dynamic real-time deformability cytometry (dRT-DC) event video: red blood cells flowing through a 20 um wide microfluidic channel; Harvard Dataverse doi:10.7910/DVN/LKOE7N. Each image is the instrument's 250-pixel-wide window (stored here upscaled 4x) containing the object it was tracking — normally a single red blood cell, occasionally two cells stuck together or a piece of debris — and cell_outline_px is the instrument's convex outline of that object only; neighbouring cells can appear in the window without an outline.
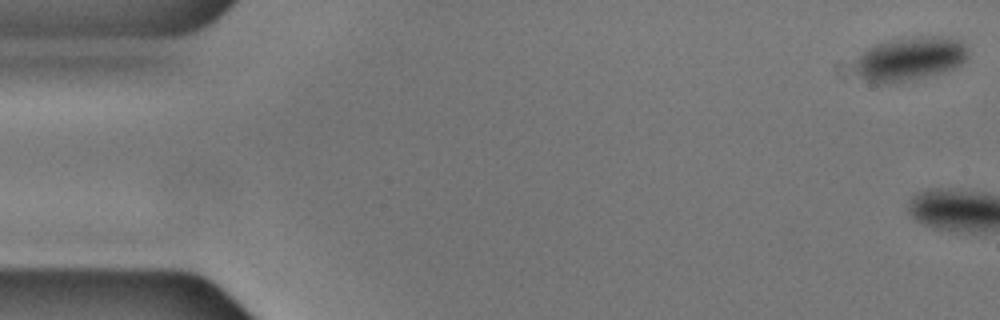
{"species": "common noctule bat (a hibernating species)", "species_latin": "Nyctalus noctula", "temperature_condition": "cold", "stored_images_in_passage": 3, "camera_frame_rate_fps": 3000, "um_per_image_px": 0.085, "animal": {"sex": "male", "body_mass_g": 17.9, "forearm_length_mm": 54.2}, "frame": {"image": 1, "passage_image": 1, "time_ms": 0.0, "image_size_px": [1000, 320], "cell_outline_px": [[968, 60], [956, 68], [892, 84], [876, 84], [864, 80], [856, 72], [856, 60], [868, 48], [876, 44], [888, 40], [924, 36], [940, 36], [960, 40], [968, 48]], "centroid_in_image_um": [77.37, 5.0], "position_along_channel_um": 7.6, "area_um2": 28.84}}